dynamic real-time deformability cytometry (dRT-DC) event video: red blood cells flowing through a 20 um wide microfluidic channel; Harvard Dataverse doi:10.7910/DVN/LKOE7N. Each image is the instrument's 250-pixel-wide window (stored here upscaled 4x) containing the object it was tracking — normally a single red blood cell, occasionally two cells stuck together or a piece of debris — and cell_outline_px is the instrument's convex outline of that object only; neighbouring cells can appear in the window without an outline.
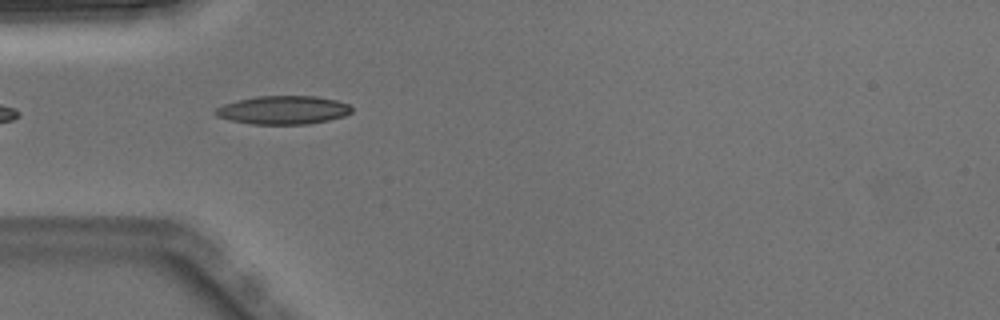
{"species": "Egyptian fruit bat (a non-hibernating species)", "species_latin": "Rousettus aegyptiacus", "temperature_condition": "warm", "stored_images_in_passage": 6, "camera_frame_rate_fps": 3000, "um_per_image_px": 0.085, "animal": {"sex": "male"}, "frame": {"image": 1, "passage_image": 5, "time_ms": 1.333, "image_size_px": [1000, 320], "cell_outline_px": [[352, 112], [344, 116], [328, 120], [308, 124], [252, 124], [232, 120], [216, 116], [212, 112], [216, 108], [224, 104], [236, 100], [256, 96], [316, 96], [336, 100], [348, 104], [352, 108]], "centroid_in_image_um": [24.06, 9.35], "position_along_channel_um": 60.9, "area_um2": 22.6}}